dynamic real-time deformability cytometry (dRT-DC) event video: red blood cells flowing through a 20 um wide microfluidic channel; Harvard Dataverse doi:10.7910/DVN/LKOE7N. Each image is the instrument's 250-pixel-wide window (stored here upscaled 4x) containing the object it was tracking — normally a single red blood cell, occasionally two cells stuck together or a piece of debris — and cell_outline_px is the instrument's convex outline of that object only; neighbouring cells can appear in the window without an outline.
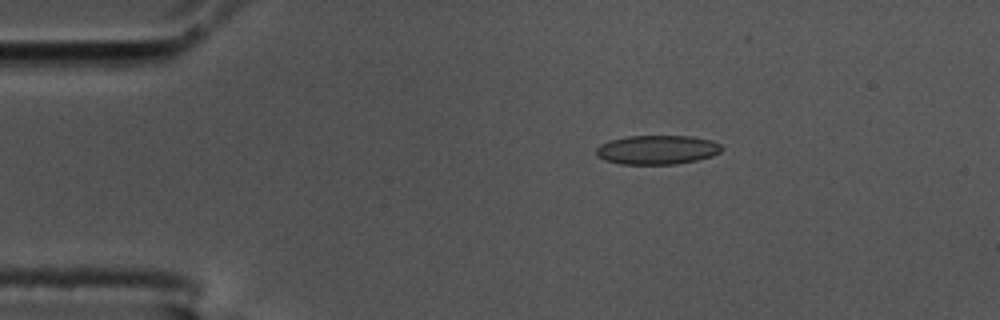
{"species": "common noctule bat (a hibernating species)", "species_latin": "Nyctalus noctula", "temperature_condition": "cold", "stored_images_in_passage": 47, "camera_frame_rate_fps": 3000, "um_per_image_px": 0.085, "animal": {"sex": "male", "body_mass_g": 17.5, "forearm_length_mm": 52.3}, "frame": {"image": 1, "passage_image": 1, "time_ms": 0.0, "image_size_px": [1000, 320], "cell_outline_px": [[724, 148], [720, 152], [712, 156], [696, 160], [676, 164], [620, 164], [604, 160], [596, 156], [596, 148], [600, 144], [608, 140], [628, 136], [692, 136], [712, 140], [720, 144]], "centroid_in_image_um": [55.84, 12.73], "position_along_channel_um": 29.2, "area_um2": 21.5}}
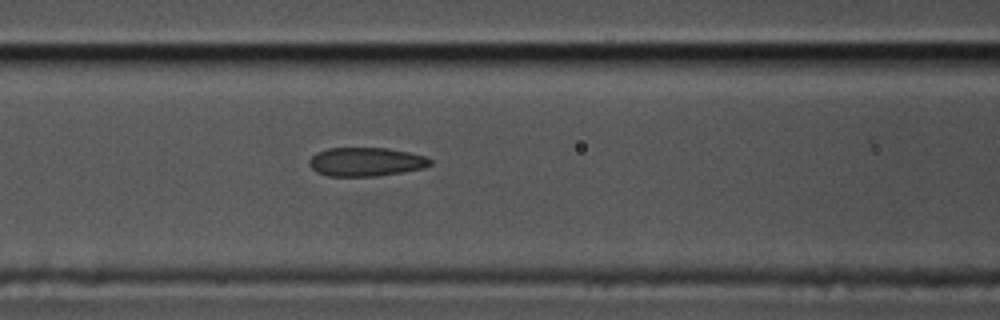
{"frame": {"image": 2, "passage_image": 14, "time_ms": 4.333, "image_size_px": [1000, 320], "cell_outline_px": [[432, 164], [424, 168], [404, 172], [376, 176], [328, 176], [316, 172], [308, 164], [308, 160], [316, 152], [328, 148], [388, 148], [408, 152], [424, 156], [432, 160]], "centroid_in_image_um": [31.09, 13.76], "position_along_channel_um": 135.5, "area_um2": 20.4}}
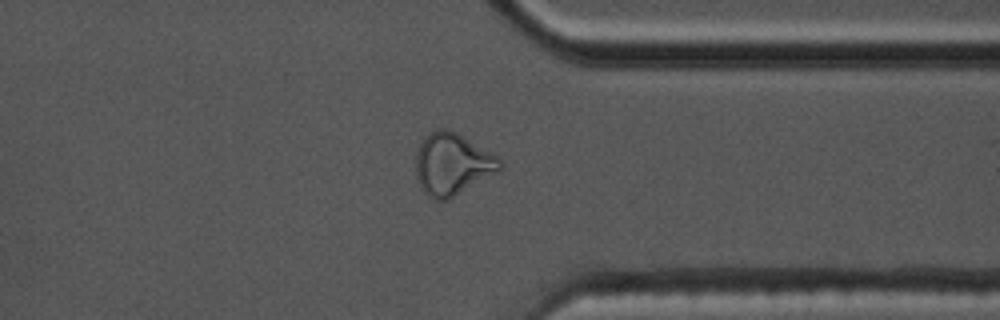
{"frame": {"image": 3, "passage_image": 34, "time_ms": 11.0, "image_size_px": [1000, 320], "cell_outline_px": [[504, 164], [496, 172], [448, 200], [432, 200], [420, 188], [416, 176], [416, 152], [420, 144], [428, 132], [436, 128], [444, 128], [456, 132], [500, 156]], "centroid_in_image_um": [38.44, 13.94], "position_along_channel_um": 373.0, "area_um2": 30.58}, "authors_computed_cell_mechanics": {"area_um2": 21.4438, "velocity_mm_per_s": 3.6096, "shape_relaxation_time_tau1_ms": null, "shape_relaxation_time_tau2_ms": 2.1402, "deformation_change_tau1": null, "deformation_change_tau2": 0.0894}}